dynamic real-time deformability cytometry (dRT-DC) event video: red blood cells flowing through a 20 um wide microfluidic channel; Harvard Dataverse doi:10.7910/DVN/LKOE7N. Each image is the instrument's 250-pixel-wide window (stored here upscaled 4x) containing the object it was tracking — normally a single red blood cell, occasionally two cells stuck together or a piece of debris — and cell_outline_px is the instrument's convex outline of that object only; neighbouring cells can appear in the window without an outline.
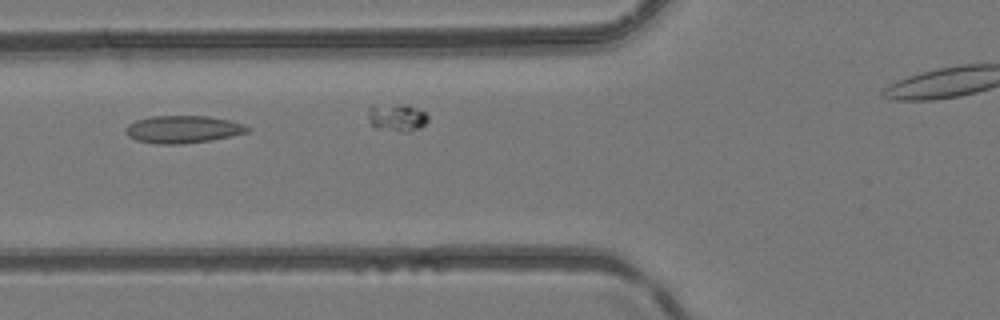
{"species": "common noctule bat (a hibernating species)", "species_latin": "Nyctalus noctula", "temperature_condition": "room temperature", "stored_images_in_passage": 5, "camera_frame_rate_fps": 3000, "um_per_image_px": 0.085, "animal": {"sex": "female", "body_mass_g": 24.6, "forearm_length_mm": 56.2}, "frame": {"image": 1, "passage_image": 2, "time_ms": 0.333, "image_size_px": [1000, 320], "cell_outline_px": [[252, 128], [248, 132], [232, 136], [184, 144], [156, 144], [136, 140], [128, 136], [124, 132], [124, 128], [128, 124], [136, 120], [152, 116], [208, 116], [228, 120], [244, 124]], "centroid_in_image_um": [15.53, 10.99], "position_along_channel_um": 110.3, "area_um2": 19.59}}
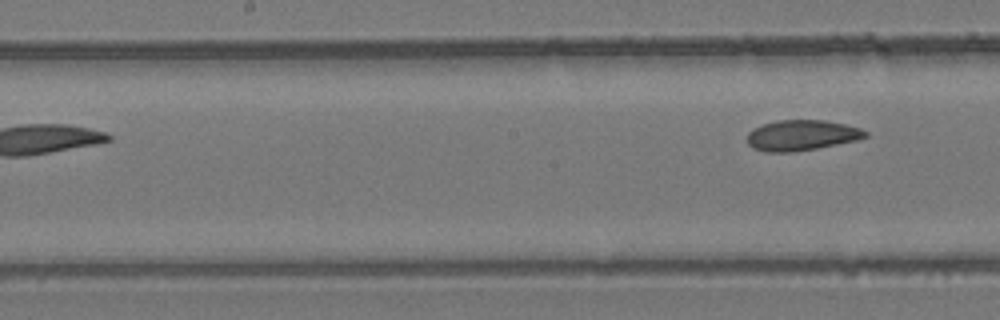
{"frame": {"image": 2, "passage_image": 5, "time_ms": 1.333, "image_size_px": [1000, 320], "cell_outline_px": [[868, 136], [856, 140], [816, 148], [792, 152], [764, 152], [752, 148], [748, 144], [748, 132], [752, 128], [776, 120], [824, 120], [844, 124], [860, 128], [868, 132]], "centroid_in_image_um": [68.11, 11.5], "position_along_channel_um": 180.1, "area_um2": 20.98}}